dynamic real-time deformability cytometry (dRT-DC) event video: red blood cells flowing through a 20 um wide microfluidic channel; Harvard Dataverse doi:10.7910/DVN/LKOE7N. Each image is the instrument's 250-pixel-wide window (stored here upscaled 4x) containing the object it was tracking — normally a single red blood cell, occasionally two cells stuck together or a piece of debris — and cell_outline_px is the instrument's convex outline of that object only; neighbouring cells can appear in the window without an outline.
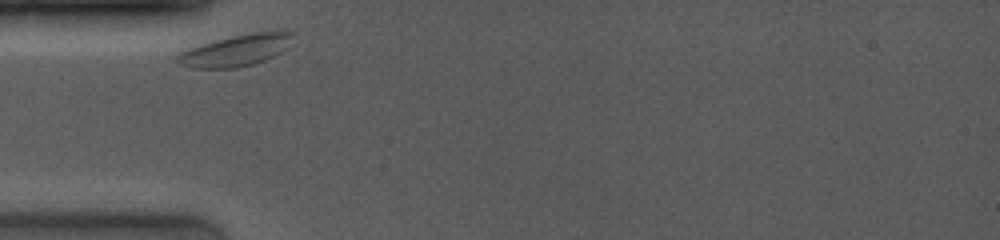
{"species": "common noctule bat (a hibernating species)", "species_latin": "Nyctalus noctula", "temperature_condition": "room temperature", "stored_images_in_passage": 41, "camera_frame_rate_fps": 4000, "um_per_image_px": 0.085, "animal": {"sex": "female", "body_mass_g": 19.0, "forearm_length_mm": 53.3}, "frame": {"image": 1, "passage_image": 1, "time_ms": 0.0, "image_size_px": [1000, 240], "cell_outline_px": [[296, 32], [288, 48], [264, 60], [252, 64], [236, 68], [192, 68], [180, 64], [176, 60], [176, 56], [180, 52], [188, 48], [200, 44], [232, 36], [252, 32], [284, 28]], "centroid_in_image_um": [20.15, 4.24], "position_along_channel_um": 64.9, "area_um2": 21.68}}
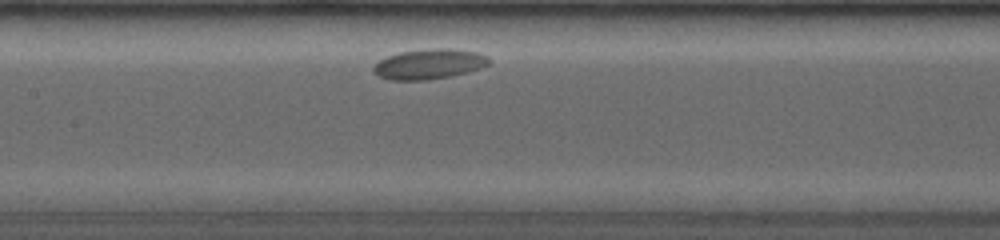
{"frame": {"image": 2, "passage_image": 14, "time_ms": 3.25, "image_size_px": [1000, 240], "cell_outline_px": [[492, 60], [488, 64], [480, 68], [468, 72], [428, 80], [392, 80], [380, 76], [372, 68], [380, 60], [388, 56], [400, 52], [428, 48], [452, 48], [476, 52], [488, 56]], "centroid_in_image_um": [36.52, 5.43], "position_along_channel_um": 170.9, "area_um2": 20.17}}
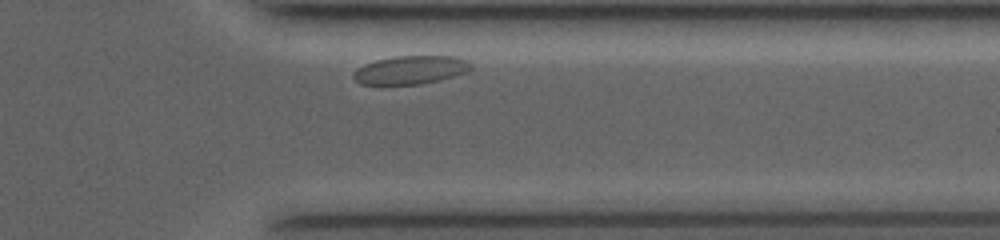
{"frame": {"image": 3, "passage_image": 38, "time_ms": 9.25, "image_size_px": [1000, 240], "cell_outline_px": [[472, 68], [468, 72], [440, 80], [420, 84], [360, 84], [352, 76], [356, 68], [364, 64], [376, 60], [396, 56], [456, 56], [468, 60], [472, 64]], "centroid_in_image_um": [34.94, 5.93], "position_along_channel_um": 376.5, "area_um2": 19.54}}